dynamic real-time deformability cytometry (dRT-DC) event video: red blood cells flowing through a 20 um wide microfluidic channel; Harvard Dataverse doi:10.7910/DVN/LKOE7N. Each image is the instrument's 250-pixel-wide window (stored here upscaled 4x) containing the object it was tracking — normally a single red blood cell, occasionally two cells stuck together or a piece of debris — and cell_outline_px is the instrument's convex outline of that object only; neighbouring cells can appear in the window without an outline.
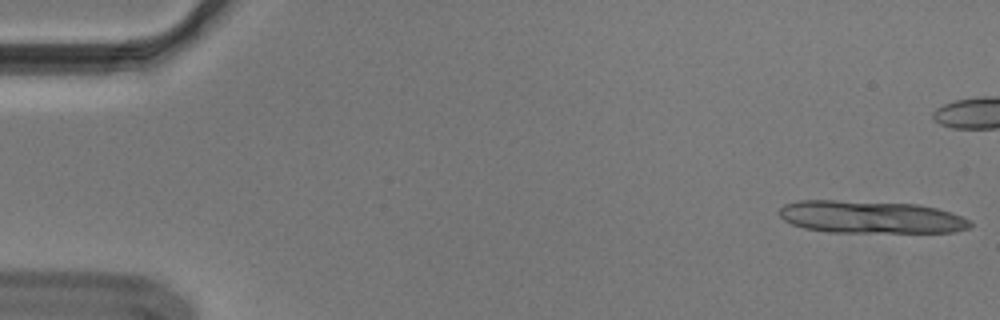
{"species": "Egyptian fruit bat (a non-hibernating species)", "species_latin": "Rousettus aegyptiacus", "temperature_condition": "cold", "stored_images_in_passage": 12, "camera_frame_rate_fps": 3000, "um_per_image_px": 0.085, "animal": {"sex": "male"}, "frame": {"image": 1, "passage_image": 1, "time_ms": 0.0, "image_size_px": [1000, 320], "cell_outline_px": [[972, 228], [956, 232], [828, 232], [804, 228], [792, 224], [784, 220], [776, 212], [784, 204], [796, 200], [836, 200], [916, 204], [936, 208], [952, 212], [968, 220], [972, 224]], "centroid_in_image_um": [73.98, 18.45], "position_along_channel_um": 11.0, "area_um2": 36.41}}